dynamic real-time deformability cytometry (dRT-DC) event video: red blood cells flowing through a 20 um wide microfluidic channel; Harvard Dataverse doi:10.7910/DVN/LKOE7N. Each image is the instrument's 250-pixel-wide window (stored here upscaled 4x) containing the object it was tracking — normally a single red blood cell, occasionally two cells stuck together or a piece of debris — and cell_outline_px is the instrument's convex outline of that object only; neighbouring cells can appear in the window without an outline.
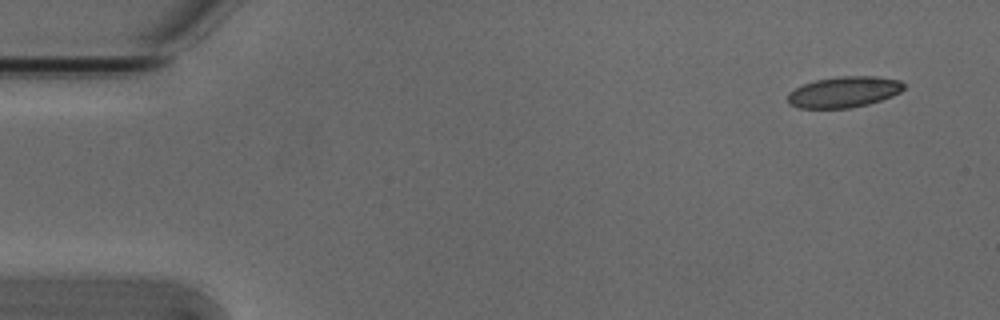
{"species": "Egyptian fruit bat (a non-hibernating species)", "species_latin": "Rousettus aegyptiacus", "temperature_condition": "cold", "stored_images_in_passage": 5, "camera_frame_rate_fps": 3000, "um_per_image_px": 0.085, "animal": {"sex": "male"}, "frame": {"image": 1, "passage_image": 1, "time_ms": 0.0, "image_size_px": [1000, 320], "cell_outline_px": [[904, 88], [900, 92], [892, 96], [868, 104], [852, 108], [800, 108], [788, 104], [788, 92], [804, 84], [816, 80], [836, 76], [876, 76], [900, 80], [904, 84]], "centroid_in_image_um": [71.73, 7.82], "position_along_channel_um": 13.3, "area_um2": 20.98}}
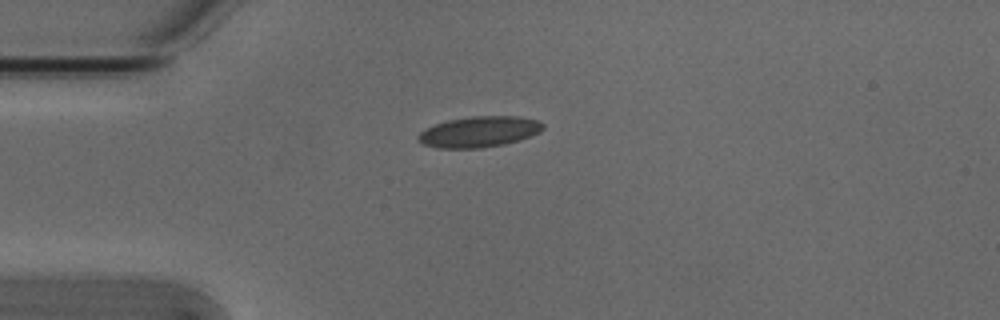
{"frame": {"image": 2, "passage_image": 4, "time_ms": 1.0, "image_size_px": [1000, 320], "cell_outline_px": [[544, 128], [540, 132], [520, 140], [504, 144], [480, 148], [436, 148], [424, 144], [416, 140], [416, 136], [424, 128], [448, 120], [472, 116], [516, 116], [540, 120], [544, 124]], "centroid_in_image_um": [40.72, 11.2], "position_along_channel_um": 44.3, "area_um2": 22.6}}
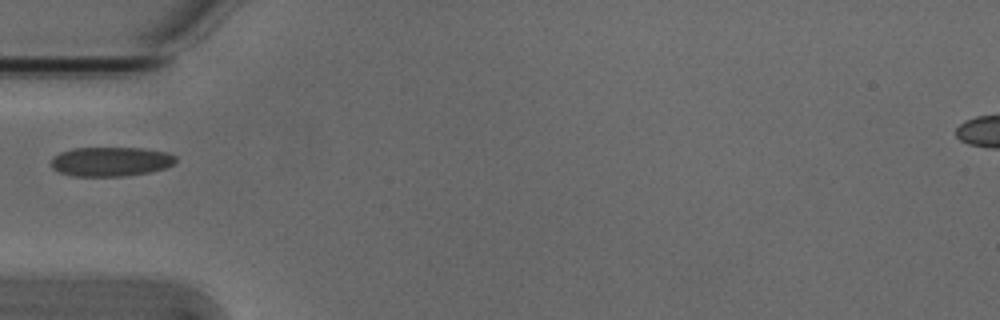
{"frame": {"image": 3, "passage_image": 5, "time_ms": 1.333, "image_size_px": [1000, 320], "cell_outline_px": [[176, 160], [172, 164], [164, 168], [148, 172], [124, 176], [72, 176], [60, 172], [52, 168], [52, 156], [60, 152], [72, 148], [144, 148], [168, 152], [176, 156]], "centroid_in_image_um": [9.4, 13.72], "position_along_channel_um": 75.6, "area_um2": 21.33}}